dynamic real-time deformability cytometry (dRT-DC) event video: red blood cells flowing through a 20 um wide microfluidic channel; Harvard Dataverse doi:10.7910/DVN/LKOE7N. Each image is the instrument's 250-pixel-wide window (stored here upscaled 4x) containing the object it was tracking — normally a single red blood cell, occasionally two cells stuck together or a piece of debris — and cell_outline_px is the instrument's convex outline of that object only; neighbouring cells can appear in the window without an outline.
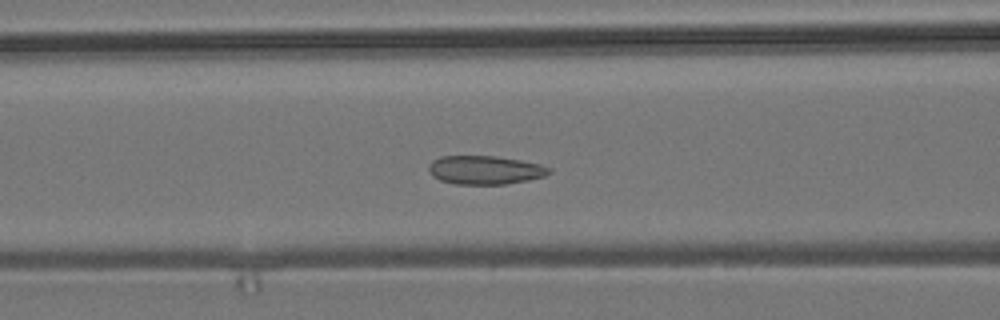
{"species": "common noctule bat (a hibernating species)", "species_latin": "Nyctalus noctula", "temperature_condition": "room temperature", "stored_images_in_passage": 52, "camera_frame_rate_fps": 3000, "um_per_image_px": 0.085, "animal": {"sex": "male", "body_mass_g": 19.2, "forearm_length_mm": 51.8}, "frame": {"image": 1, "passage_image": 23, "time_ms": 7.333, "image_size_px": [1000, 320], "cell_outline_px": [[552, 172], [544, 176], [528, 180], [504, 184], [456, 184], [440, 180], [432, 176], [428, 172], [428, 164], [432, 160], [440, 156], [496, 156], [520, 160], [540, 164], [552, 168]], "centroid_in_image_um": [41.21, 14.44], "position_along_channel_um": 125.4, "area_um2": 20.23}}
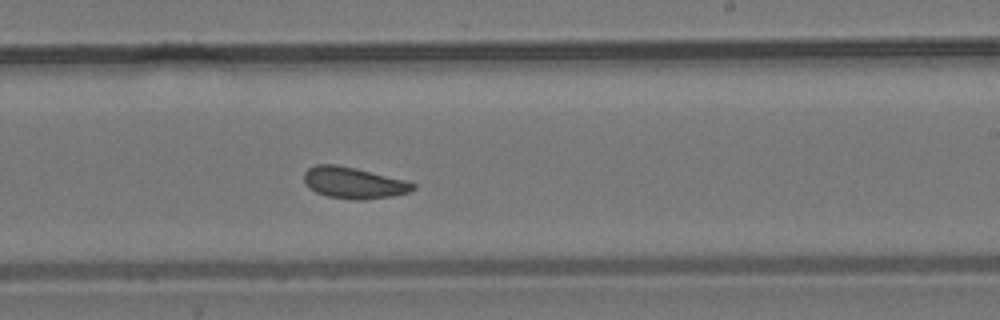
{"frame": {"image": 2, "passage_image": 34, "time_ms": 11.0, "image_size_px": [1000, 320], "cell_outline_px": [[416, 188], [408, 192], [392, 196], [360, 200], [356, 200], [328, 196], [316, 192], [308, 188], [304, 180], [304, 172], [308, 168], [316, 164], [336, 164], [356, 168], [404, 180], [416, 184]], "centroid_in_image_um": [30.03, 15.53], "position_along_channel_um": 259.0, "area_um2": 19.83}}
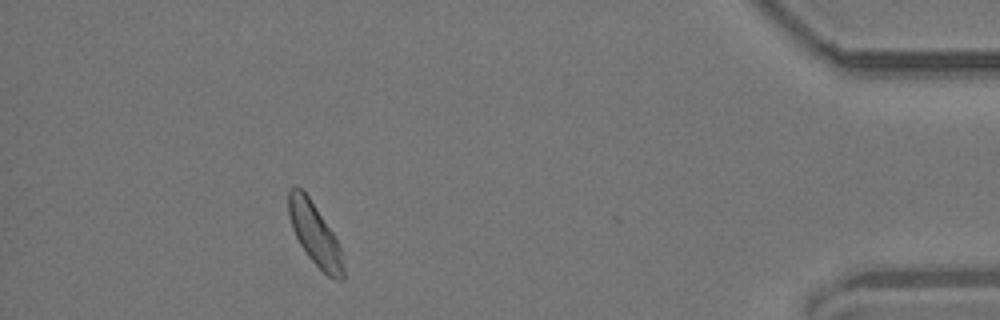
{"frame": {"image": 3, "passage_image": 51, "time_ms": 16.667, "image_size_px": [1000, 320], "cell_outline_px": [[344, 280], [336, 280], [328, 276], [308, 256], [300, 244], [292, 228], [288, 216], [288, 188], [296, 184], [308, 196], [332, 232], [340, 248], [344, 268]], "centroid_in_image_um": [26.73, 19.88], "position_along_channel_um": 408.5, "area_um2": 19.54}, "authors_computed_cell_mechanics": {"area_um2": 20.2878, "velocity_mm_per_s": 3.651, "shape_relaxation_time_tau1_ms": 5.9923, "shape_relaxation_time_tau2_ms": 3.3033, "deformation_change_tau1": 0.0667, "deformation_change_tau2": 0.0947}}